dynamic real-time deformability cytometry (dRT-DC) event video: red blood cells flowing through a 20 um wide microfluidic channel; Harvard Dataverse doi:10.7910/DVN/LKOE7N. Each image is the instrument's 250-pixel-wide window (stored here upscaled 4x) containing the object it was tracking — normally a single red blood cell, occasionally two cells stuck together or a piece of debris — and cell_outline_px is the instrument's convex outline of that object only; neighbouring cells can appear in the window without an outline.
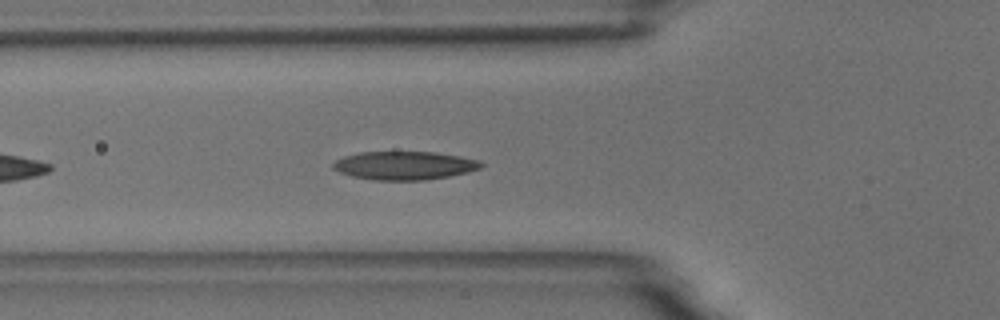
{"species": "common noctule bat (a hibernating species)", "species_latin": "Nyctalus noctula", "temperature_condition": "room temperature", "stored_images_in_passage": 33, "camera_frame_rate_fps": 3000, "um_per_image_px": 0.085, "animal": {"sex": "male", "body_mass_g": 18.8}, "frame": {"image": 1, "passage_image": 6, "time_ms": 1.667, "image_size_px": [1000, 320], "cell_outline_px": [[484, 164], [480, 168], [468, 172], [448, 176], [424, 180], [376, 180], [352, 176], [340, 172], [332, 168], [332, 164], [336, 160], [344, 156], [360, 152], [436, 152], [460, 156], [480, 160]], "centroid_in_image_um": [34.39, 14.06], "position_along_channel_um": 91.4, "area_um2": 24.45}}
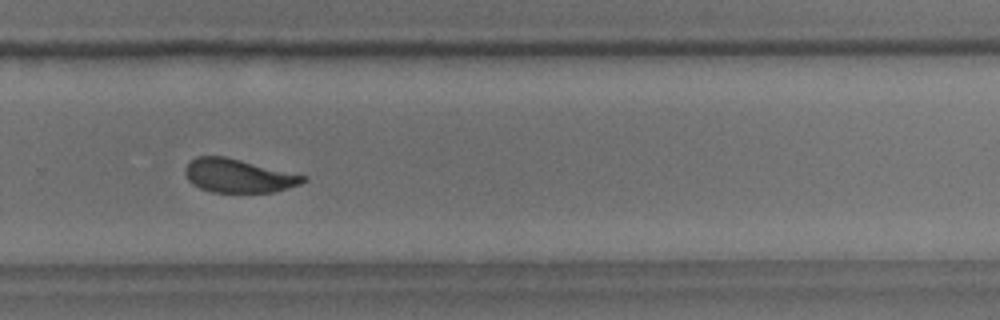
{"frame": {"image": 2, "passage_image": 24, "time_ms": 7.667, "image_size_px": [1000, 320], "cell_outline_px": [[308, 180], [300, 184], [272, 192], [212, 192], [200, 188], [192, 184], [188, 180], [184, 172], [184, 168], [196, 156], [224, 156], [308, 176]], "centroid_in_image_um": [20.26, 14.94], "position_along_channel_um": 309.5, "area_um2": 23.0}, "authors_computed_cell_mechanics": {"area_um2": 24.2182, "velocity_mm_per_s": 3.6306, "shape_relaxation_time_tau1_ms": 3.4457, "shape_relaxation_time_tau2_ms": 2.0072, "deformation_change_tau1": 0.1283, "deformation_change_tau2": 0.0864}}